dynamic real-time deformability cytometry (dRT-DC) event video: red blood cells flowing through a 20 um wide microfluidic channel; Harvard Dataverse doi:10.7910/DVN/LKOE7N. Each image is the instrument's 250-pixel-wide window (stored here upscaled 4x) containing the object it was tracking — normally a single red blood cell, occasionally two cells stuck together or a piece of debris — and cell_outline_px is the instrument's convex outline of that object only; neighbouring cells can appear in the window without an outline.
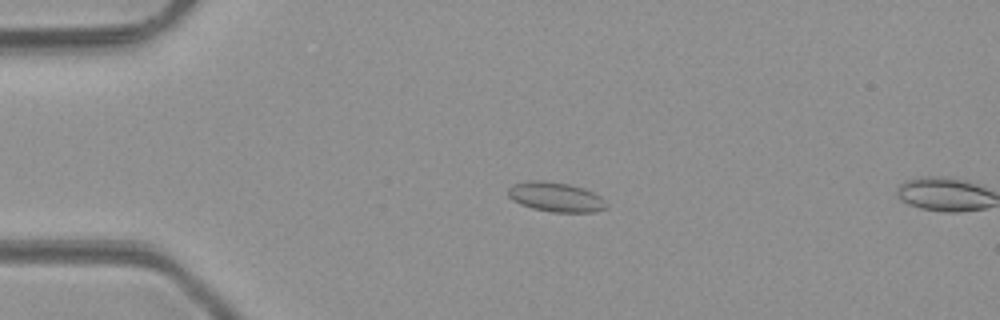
{"species": "common noctule bat (a hibernating species)", "species_latin": "Nyctalus noctula", "temperature_condition": "room temperature", "stored_images_in_passage": 5, "camera_frame_rate_fps": 3000, "um_per_image_px": 0.085, "animal": {"sex": "male", "body_mass_g": 23.1, "forearm_length_mm": 52.7}, "frame": {"image": 1, "passage_image": 4, "time_ms": 3.333, "image_size_px": [1000, 320], "cell_outline_px": [[608, 208], [596, 212], [552, 212], [532, 208], [520, 204], [512, 200], [508, 196], [508, 188], [512, 184], [528, 180], [544, 180], [568, 184], [584, 188], [600, 196], [608, 204]], "centroid_in_image_um": [47.23, 16.74], "position_along_channel_um": 37.8, "area_um2": 17.17}}